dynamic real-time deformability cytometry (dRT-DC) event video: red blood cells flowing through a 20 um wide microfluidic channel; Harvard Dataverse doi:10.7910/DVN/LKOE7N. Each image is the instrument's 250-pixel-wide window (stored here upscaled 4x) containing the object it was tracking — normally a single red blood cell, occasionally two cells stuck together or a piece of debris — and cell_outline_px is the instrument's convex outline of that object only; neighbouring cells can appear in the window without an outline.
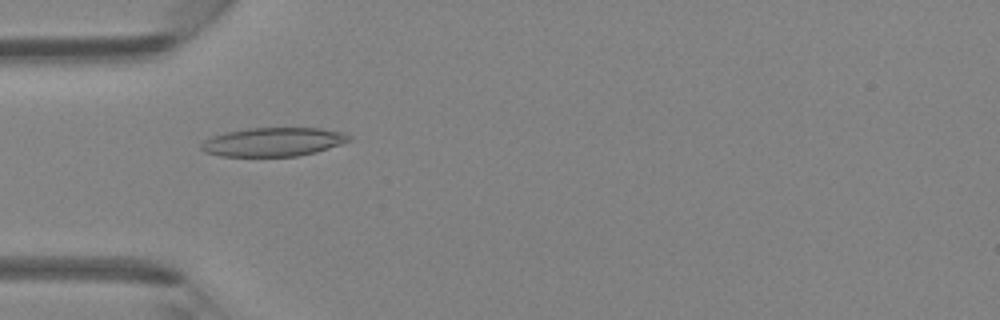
{"species": "Egyptian fruit bat (a non-hibernating species)", "species_latin": "Rousettus aegyptiacus", "temperature_condition": "room temperature", "stored_images_in_passage": 32, "camera_frame_rate_fps": 3000, "um_per_image_px": 0.085, "animal": {"sex": "female"}, "frame": {"image": 1, "passage_image": 1, "time_ms": 0.0, "image_size_px": [1000, 320], "cell_outline_px": [[352, 140], [316, 152], [296, 156], [220, 156], [204, 152], [200, 148], [200, 144], [204, 140], [212, 136], [228, 132], [248, 128], [320, 128], [344, 132], [352, 136]], "centroid_in_image_um": [23.23, 12.06], "position_along_channel_um": 61.8, "area_um2": 24.8}}
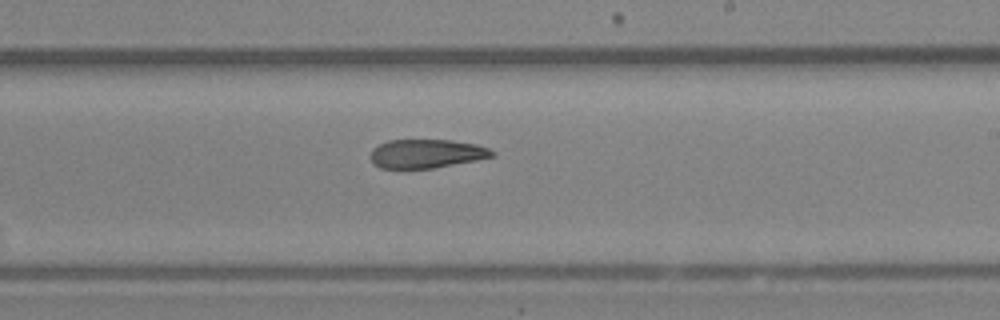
{"frame": {"image": 2, "passage_image": 14, "time_ms": 4.333, "image_size_px": [1000, 320], "cell_outline_px": [[496, 156], [476, 160], [432, 168], [380, 168], [372, 160], [372, 148], [388, 140], [452, 140], [476, 144], [488, 148], [496, 152]], "centroid_in_image_um": [36.29, 13.05], "position_along_channel_um": 252.7, "area_um2": 20.23}}
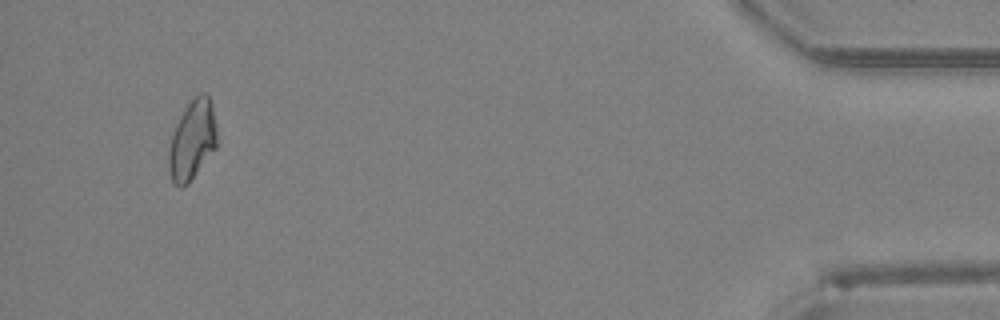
{"frame": {"image": 3, "passage_image": 30, "time_ms": 9.667, "image_size_px": [1000, 320], "cell_outline_px": [[216, 148], [188, 184], [184, 188], [180, 188], [172, 180], [168, 168], [168, 152], [172, 132], [184, 108], [192, 96], [200, 92], [204, 92], [208, 96], [212, 104], [216, 124]], "centroid_in_image_um": [16.33, 11.88], "position_along_channel_um": 418.9, "area_um2": 22.66}}